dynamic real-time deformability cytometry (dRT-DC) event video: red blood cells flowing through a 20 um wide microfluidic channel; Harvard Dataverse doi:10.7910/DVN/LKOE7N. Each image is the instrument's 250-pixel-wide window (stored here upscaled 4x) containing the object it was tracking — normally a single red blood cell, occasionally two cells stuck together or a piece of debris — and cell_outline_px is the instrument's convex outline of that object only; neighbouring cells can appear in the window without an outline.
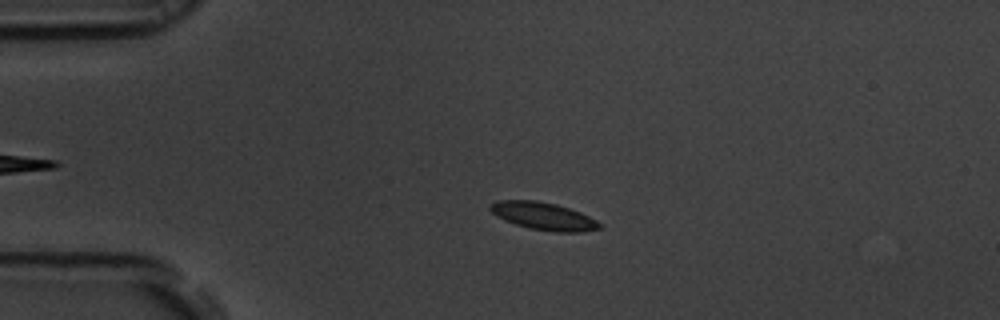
{"species": "common noctule bat (a hibernating species)", "species_latin": "Nyctalus noctula", "temperature_condition": "room temperature", "stored_images_in_passage": 50, "camera_frame_rate_fps": 3000, "um_per_image_px": 0.085, "animal": {"sex": "male", "body_mass_g": 19.5, "forearm_length_mm": 54.6}, "frame": {"image": 1, "passage_image": 13, "time_ms": 4.0, "image_size_px": [1000, 320], "cell_outline_px": [[600, 228], [584, 232], [556, 232], [528, 228], [504, 220], [496, 216], [488, 208], [496, 200], [536, 200], [556, 204], [580, 212], [596, 220], [600, 224]], "centroid_in_image_um": [46.17, 18.37], "position_along_channel_um": 38.8, "area_um2": 17.51}}
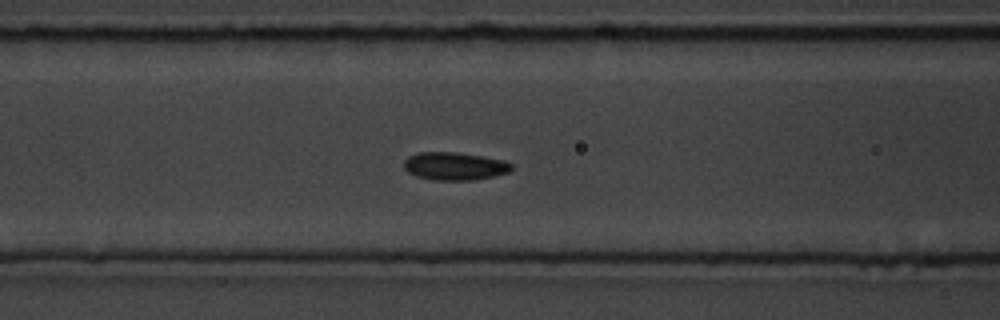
{"frame": {"image": 2, "passage_image": 23, "time_ms": 7.333, "image_size_px": [1000, 320], "cell_outline_px": [[512, 168], [508, 172], [496, 176], [472, 180], [436, 180], [416, 176], [408, 172], [404, 168], [404, 160], [408, 156], [420, 152], [456, 152], [504, 160], [512, 164]], "centroid_in_image_um": [38.63, 14.12], "position_along_channel_um": 128.0, "area_um2": 17.46}}
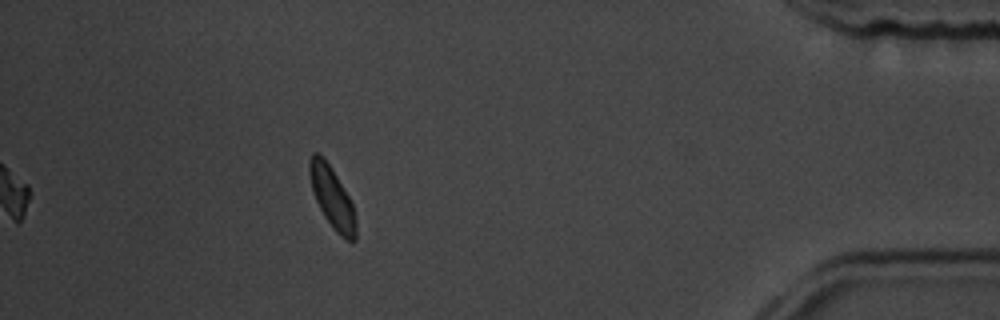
{"frame": {"image": 3, "passage_image": 50, "time_ms": 16.333, "image_size_px": [1000, 320], "cell_outline_px": [[356, 240], [352, 244], [344, 240], [332, 228], [324, 216], [316, 200], [312, 188], [308, 172], [308, 160], [312, 152], [316, 152], [328, 164], [336, 176], [348, 196], [352, 204], [356, 220]], "centroid_in_image_um": [28.23, 16.86], "position_along_channel_um": 407.0, "area_um2": 16.47}, "authors_computed_cell_mechanics": {"area_um2": 16.9354, "velocity_mm_per_s": 3.6745, "shape_relaxation_time_tau1_ms": 2.7921, "shape_relaxation_time_tau2_ms": 2.0309, "deformation_change_tau1": 0.1008, "deformation_change_tau2": 0.0451}}